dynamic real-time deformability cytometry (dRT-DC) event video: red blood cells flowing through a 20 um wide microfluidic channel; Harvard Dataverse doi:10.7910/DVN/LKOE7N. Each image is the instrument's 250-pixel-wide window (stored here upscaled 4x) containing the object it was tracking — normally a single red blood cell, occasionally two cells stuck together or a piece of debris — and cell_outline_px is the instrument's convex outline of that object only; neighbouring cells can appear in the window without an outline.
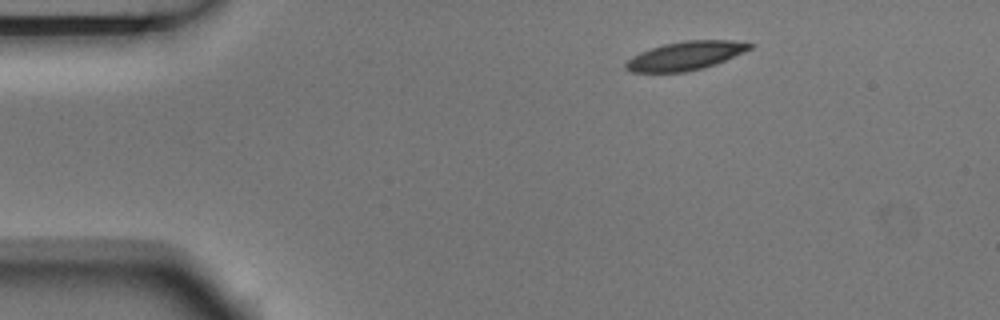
{"species": "Egyptian fruit bat (a non-hibernating species)", "species_latin": "Rousettus aegyptiacus", "temperature_condition": "room temperature", "stored_images_in_passage": 3, "camera_frame_rate_fps": 3000, "um_per_image_px": 0.085, "animal": {"sex": "male"}, "frame": {"image": 1, "passage_image": 1, "time_ms": 0.0, "image_size_px": [1000, 320], "cell_outline_px": [[752, 48], [744, 52], [716, 64], [704, 68], [684, 72], [632, 72], [624, 68], [624, 64], [632, 56], [640, 52], [664, 44], [684, 40], [732, 40], [752, 44]], "centroid_in_image_um": [58.25, 4.74], "position_along_channel_um": 26.7, "area_um2": 20.63}}